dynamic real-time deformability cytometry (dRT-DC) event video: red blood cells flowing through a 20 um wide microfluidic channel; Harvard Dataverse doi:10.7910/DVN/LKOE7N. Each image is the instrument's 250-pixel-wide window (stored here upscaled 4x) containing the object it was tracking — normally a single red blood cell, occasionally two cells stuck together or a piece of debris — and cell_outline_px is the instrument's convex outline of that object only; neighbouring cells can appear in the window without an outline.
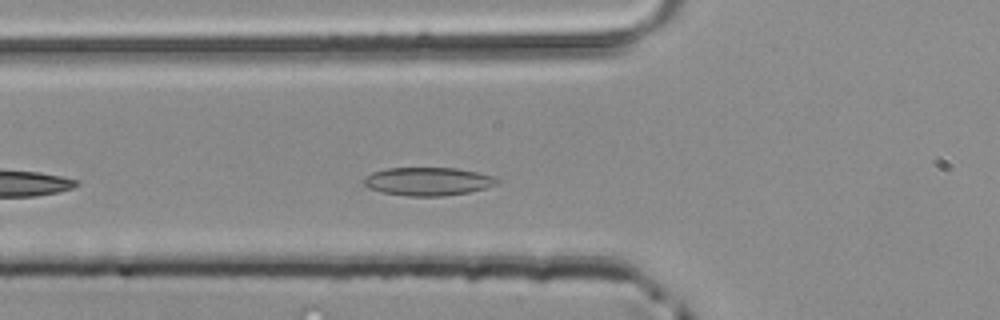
{"species": "common noctule bat (a hibernating species)", "species_latin": "Nyctalus noctula", "temperature_condition": "room temperature", "stored_images_in_passage": 15, "camera_frame_rate_fps": 3000, "um_per_image_px": 0.085, "animal": {"sex": "male", "body_mass_g": 20.4}, "frame": {"image": 1, "passage_image": 5, "time_ms": 1.333, "image_size_px": [1000, 320], "cell_outline_px": [[500, 180], [496, 184], [484, 188], [468, 192], [440, 196], [408, 196], [380, 192], [368, 188], [364, 184], [364, 176], [372, 172], [384, 168], [456, 168], [496, 176]], "centroid_in_image_um": [36.34, 15.41], "position_along_channel_um": 89.5, "area_um2": 21.96}}
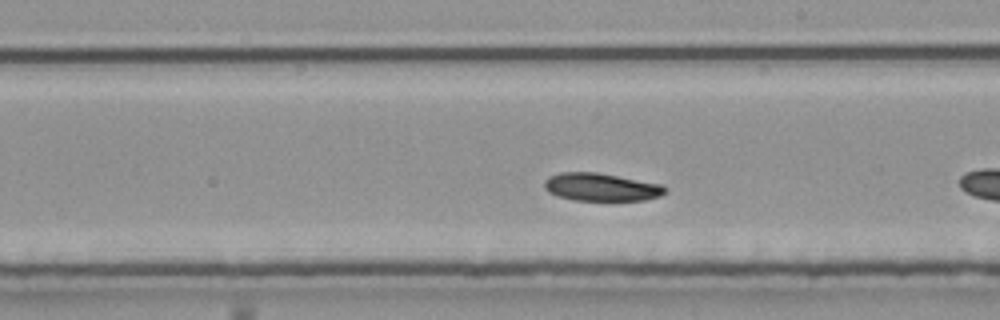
{"frame": {"image": 2, "passage_image": 13, "time_ms": 4.0, "image_size_px": [1000, 320], "cell_outline_px": [[668, 192], [660, 196], [644, 200], [572, 200], [556, 196], [548, 192], [544, 188], [544, 180], [548, 176], [560, 172], [596, 172], [660, 184], [668, 188]], "centroid_in_image_um": [51.07, 15.9], "position_along_channel_um": 237.9, "area_um2": 19.71}}